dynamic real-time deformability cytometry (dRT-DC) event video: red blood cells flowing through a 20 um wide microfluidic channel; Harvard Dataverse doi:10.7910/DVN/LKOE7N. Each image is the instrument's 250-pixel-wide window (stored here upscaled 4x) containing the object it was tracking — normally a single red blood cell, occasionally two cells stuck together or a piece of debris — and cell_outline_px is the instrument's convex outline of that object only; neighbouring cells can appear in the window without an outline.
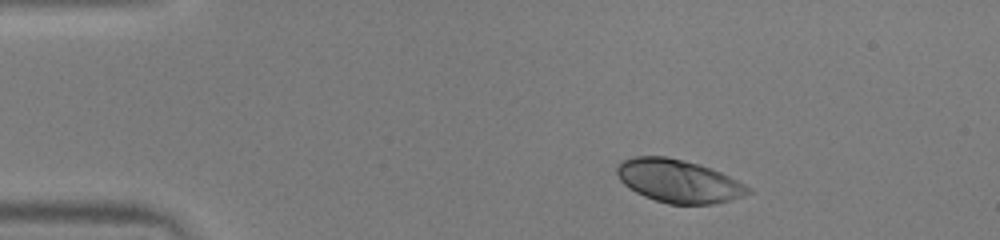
{"species": "human", "species_latin": "Homo sapiens", "temperature_condition": "warm", "stored_images_in_passage": 44, "camera_frame_rate_fps": 3000, "um_per_image_px": 0.085, "donor": {"sex": "male"}, "frame": {"image": 1, "passage_image": 1, "time_ms": 0.0, "image_size_px": [1000, 240], "cell_outline_px": [[752, 192], [728, 200], [712, 204], [668, 204], [644, 196], [636, 192], [624, 184], [620, 180], [616, 172], [616, 164], [632, 156], [664, 156], [684, 160], [700, 164], [712, 168], [752, 188]], "centroid_in_image_um": [57.64, 15.37], "position_along_channel_um": 27.4, "area_um2": 32.77}}
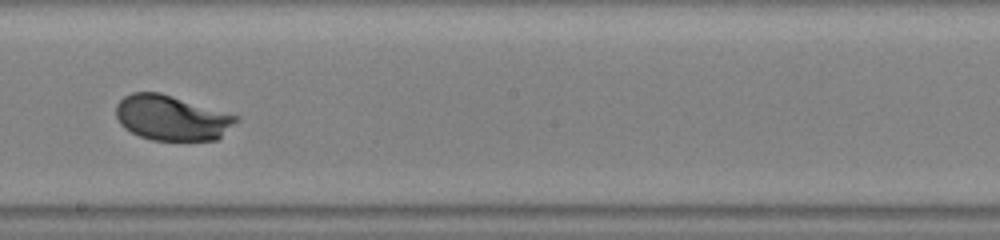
{"frame": {"image": 2, "passage_image": 22, "time_ms": 7.0, "image_size_px": [1000, 240], "cell_outline_px": [[240, 120], [216, 140], [152, 140], [140, 136], [124, 128], [120, 124], [116, 116], [116, 104], [124, 96], [132, 92], [160, 92], [240, 116]], "centroid_in_image_um": [14.6, 10.01], "position_along_channel_um": 233.6, "area_um2": 31.67}}
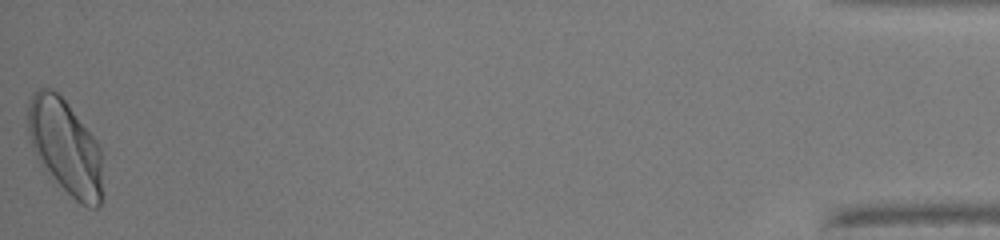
{"frame": {"image": 3, "passage_image": 44, "time_ms": 14.333, "image_size_px": [1000, 240], "cell_outline_px": [[104, 196], [100, 204], [96, 208], [88, 208], [80, 204], [52, 184], [36, 156], [28, 140], [28, 104], [32, 92], [36, 88], [52, 88], [64, 100], [96, 140], [100, 148]], "centroid_in_image_um": [5.54, 12.58], "position_along_channel_um": 429.7, "area_um2": 42.48}, "authors_computed_cell_mechanics": {"area_um2": 31.79, "velocity_mm_per_s": 3.9757, "shape_relaxation_time_tau1_ms": 1.6153, "shape_relaxation_time_tau2_ms": null, "deformation_change_tau1": 0.1365, "deformation_change_tau2": null}}